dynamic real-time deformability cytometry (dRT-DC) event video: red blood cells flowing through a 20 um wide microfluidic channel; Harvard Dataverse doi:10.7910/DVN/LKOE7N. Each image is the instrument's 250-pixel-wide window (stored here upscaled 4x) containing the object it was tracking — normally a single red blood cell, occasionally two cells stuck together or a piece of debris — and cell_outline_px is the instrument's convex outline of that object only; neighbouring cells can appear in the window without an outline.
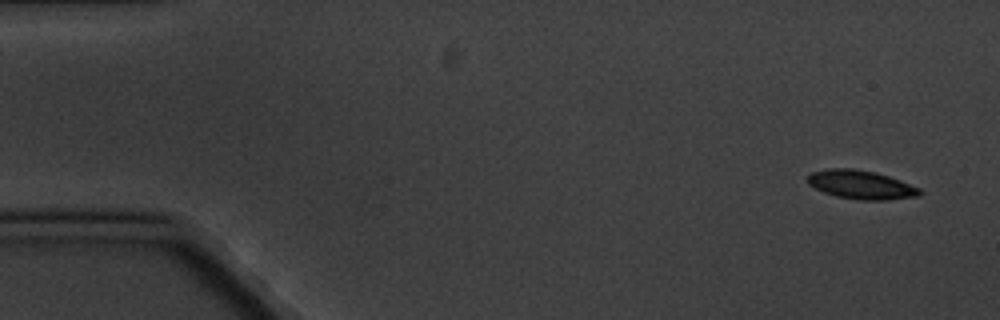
{"species": "common noctule bat (a hibernating species)", "species_latin": "Nyctalus noctula", "temperature_condition": "cold", "stored_images_in_passage": 5, "camera_frame_rate_fps": 3000, "um_per_image_px": 0.085, "animal": {"sex": "male", "body_mass_g": 20.1, "forearm_length_mm": 53.5}, "frame": {"image": 1, "passage_image": 1, "time_ms": 0.0, "image_size_px": [1000, 320], "cell_outline_px": [[924, 192], [920, 196], [888, 200], [860, 200], [836, 196], [824, 192], [808, 184], [808, 176], [812, 172], [828, 168], [852, 168], [872, 172], [888, 176], [900, 180], [920, 188]], "centroid_in_image_um": [73.22, 15.71], "position_along_channel_um": 11.8, "area_um2": 18.73}}